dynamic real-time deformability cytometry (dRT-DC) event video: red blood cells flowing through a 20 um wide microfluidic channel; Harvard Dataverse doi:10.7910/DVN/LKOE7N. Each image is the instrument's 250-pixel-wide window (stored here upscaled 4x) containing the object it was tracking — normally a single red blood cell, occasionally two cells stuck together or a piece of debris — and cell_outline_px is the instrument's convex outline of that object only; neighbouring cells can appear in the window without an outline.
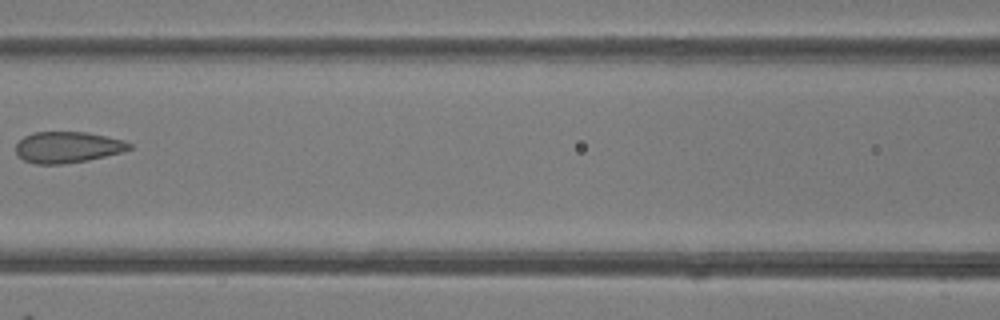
{"species": "common noctule bat (a hibernating species)", "species_latin": "Nyctalus noctula", "temperature_condition": "room temperature", "stored_images_in_passage": 7, "camera_frame_rate_fps": 3000, "um_per_image_px": 0.085, "animal": {"sex": "female"}, "frame": {"image": 1, "passage_image": 7, "time_ms": 7.0, "image_size_px": [1000, 320], "cell_outline_px": [[132, 148], [120, 152], [88, 160], [64, 164], [36, 164], [24, 160], [16, 152], [16, 144], [24, 136], [36, 132], [88, 132], [124, 140], [132, 144]], "centroid_in_image_um": [5.75, 12.51], "position_along_channel_um": 160.9, "area_um2": 20.52}}